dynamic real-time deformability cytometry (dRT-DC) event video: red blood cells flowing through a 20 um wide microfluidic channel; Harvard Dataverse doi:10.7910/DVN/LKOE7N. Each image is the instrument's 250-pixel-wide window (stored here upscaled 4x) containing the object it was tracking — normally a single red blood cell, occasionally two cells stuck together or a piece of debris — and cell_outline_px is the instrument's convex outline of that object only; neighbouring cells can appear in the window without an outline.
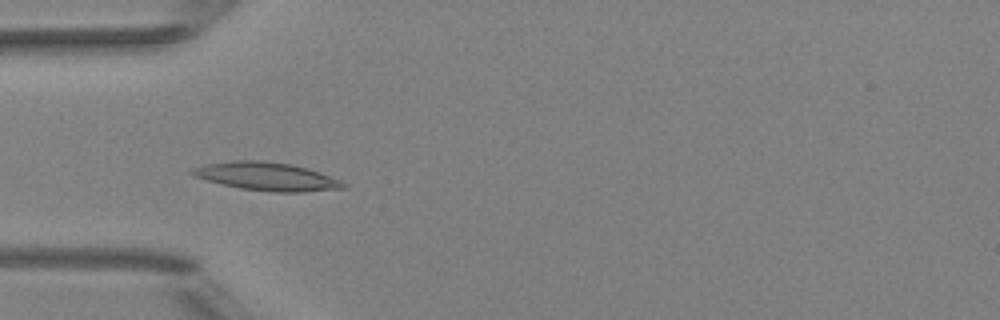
{"species": "Egyptian fruit bat (a non-hibernating species)", "species_latin": "Rousettus aegyptiacus", "temperature_condition": "room temperature", "stored_images_in_passage": 5, "camera_frame_rate_fps": 3000, "um_per_image_px": 0.085, "animal": {"sex": "female"}, "frame": {"image": 1, "passage_image": 5, "time_ms": 1.333, "image_size_px": [1000, 320], "cell_outline_px": [[348, 188], [304, 192], [272, 192], [240, 188], [192, 176], [188, 172], [192, 168], [204, 164], [236, 160], [264, 160], [292, 164], [308, 168], [340, 180], [348, 184]], "centroid_in_image_um": [22.69, 14.99], "position_along_channel_um": 62.3, "area_um2": 25.03}}